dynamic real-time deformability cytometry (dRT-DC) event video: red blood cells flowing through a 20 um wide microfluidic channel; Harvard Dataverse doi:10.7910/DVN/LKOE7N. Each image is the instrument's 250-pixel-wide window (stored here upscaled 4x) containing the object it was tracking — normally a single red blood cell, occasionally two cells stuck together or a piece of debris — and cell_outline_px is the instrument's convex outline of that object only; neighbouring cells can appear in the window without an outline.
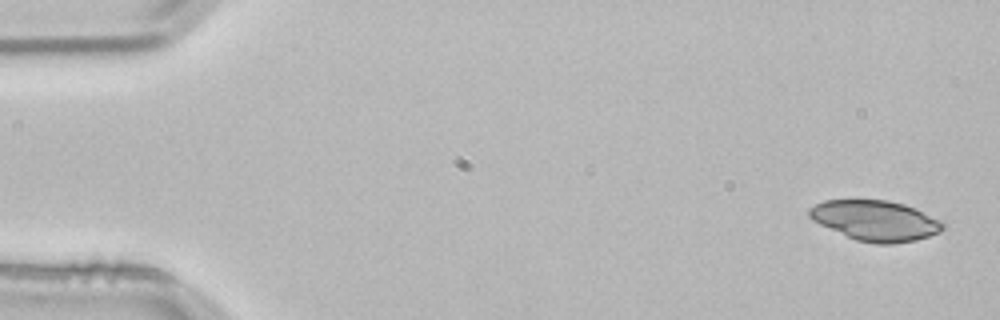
{"species": "common noctule bat (a hibernating species)", "species_latin": "Nyctalus noctula", "temperature_condition": "room temperature", "stored_images_in_passage": 4, "camera_frame_rate_fps": 3000, "um_per_image_px": 0.085, "animal": {"sex": "male", "body_mass_g": 21.5, "forearm_length_mm": 52.0}, "frame": {"image": 1, "passage_image": 1, "time_ms": 0.0, "image_size_px": [1000, 320], "cell_outline_px": [[944, 228], [940, 232], [916, 240], [892, 244], [876, 244], [856, 240], [820, 224], [812, 220], [808, 216], [808, 208], [824, 200], [888, 200], [904, 204], [916, 208], [940, 220], [944, 224]], "centroid_in_image_um": [74.41, 18.75], "position_along_channel_um": 10.6, "area_um2": 31.39}}